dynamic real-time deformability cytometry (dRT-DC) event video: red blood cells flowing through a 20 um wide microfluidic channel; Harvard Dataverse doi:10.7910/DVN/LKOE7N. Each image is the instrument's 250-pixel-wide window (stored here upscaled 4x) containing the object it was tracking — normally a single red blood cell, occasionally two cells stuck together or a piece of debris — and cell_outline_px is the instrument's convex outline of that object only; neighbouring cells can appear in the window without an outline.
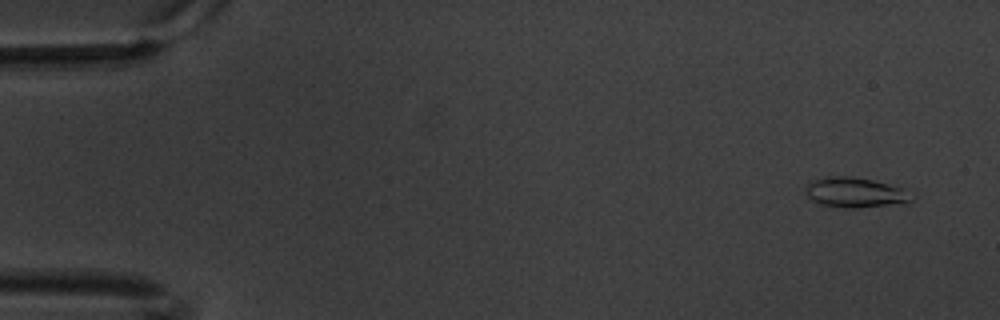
{"species": "common noctule bat (a hibernating species)", "species_latin": "Nyctalus noctula", "temperature_condition": "warm", "stored_images_in_passage": 6, "camera_frame_rate_fps": 3000, "um_per_image_px": 0.085, "animal": {"sex": "male", "body_mass_g": 20.1, "forearm_length_mm": 53.5}, "frame": {"image": 1, "passage_image": 1, "time_ms": 0.0, "image_size_px": [1000, 320], "cell_outline_px": [[916, 196], [912, 200], [856, 208], [844, 208], [820, 204], [812, 200], [808, 196], [808, 184], [816, 180], [832, 176], [852, 176], [872, 180], [900, 188]], "centroid_in_image_um": [72.67, 16.36], "position_along_channel_um": 12.3, "area_um2": 17.74}}